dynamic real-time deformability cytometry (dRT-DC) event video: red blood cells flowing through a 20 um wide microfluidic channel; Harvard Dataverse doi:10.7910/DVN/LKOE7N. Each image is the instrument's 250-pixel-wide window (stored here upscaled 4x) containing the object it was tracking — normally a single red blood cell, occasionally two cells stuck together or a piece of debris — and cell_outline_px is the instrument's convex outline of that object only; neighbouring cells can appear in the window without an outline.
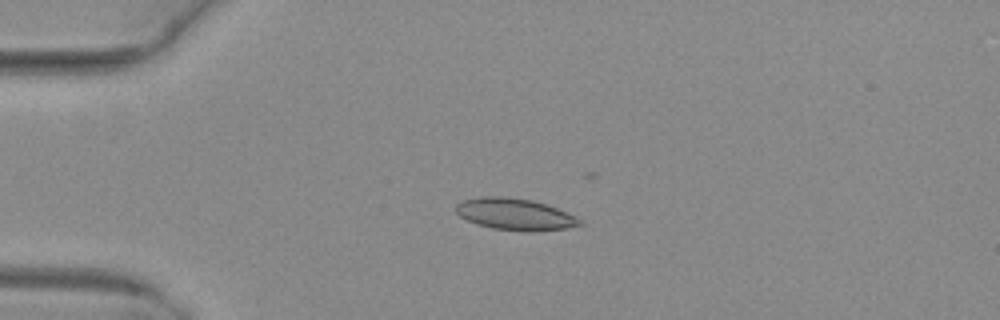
{"species": "common noctule bat (a hibernating species)", "species_latin": "Nyctalus noctula", "temperature_condition": "warm", "stored_images_in_passage": 46, "camera_frame_rate_fps": 3000, "um_per_image_px": 0.085, "animal": {"sex": "female", "body_mass_g": 29.2, "forearm_length_mm": 56.3}, "frame": {"image": 1, "passage_image": 13, "time_ms": 4.0, "image_size_px": [1000, 320], "cell_outline_px": [[584, 224], [568, 228], [532, 232], [528, 232], [492, 228], [476, 224], [460, 216], [456, 212], [456, 204], [464, 200], [480, 196], [500, 196], [532, 200], [556, 208], [576, 216], [584, 220]], "centroid_in_image_um": [43.8, 18.22], "position_along_channel_um": 41.2, "area_um2": 22.95}}
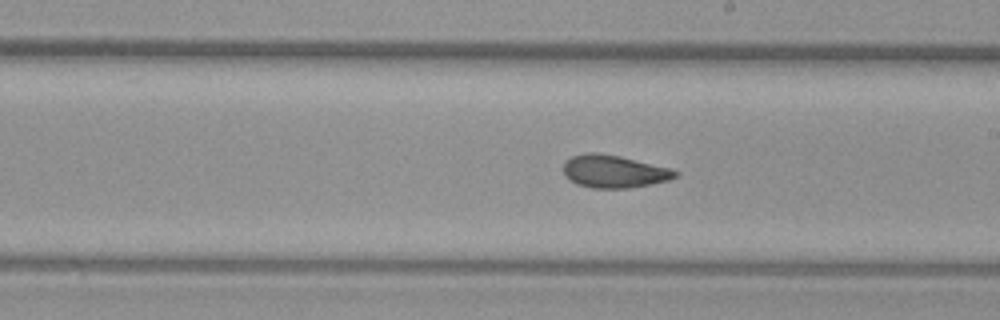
{"frame": {"image": 2, "passage_image": 30, "time_ms": 9.667, "image_size_px": [1000, 320], "cell_outline_px": [[680, 176], [668, 180], [632, 188], [592, 188], [576, 184], [568, 180], [564, 176], [564, 160], [572, 156], [588, 152], [596, 152], [620, 156], [672, 168], [680, 172]], "centroid_in_image_um": [52.2, 14.57], "position_along_channel_um": 236.8, "area_um2": 21.68}}
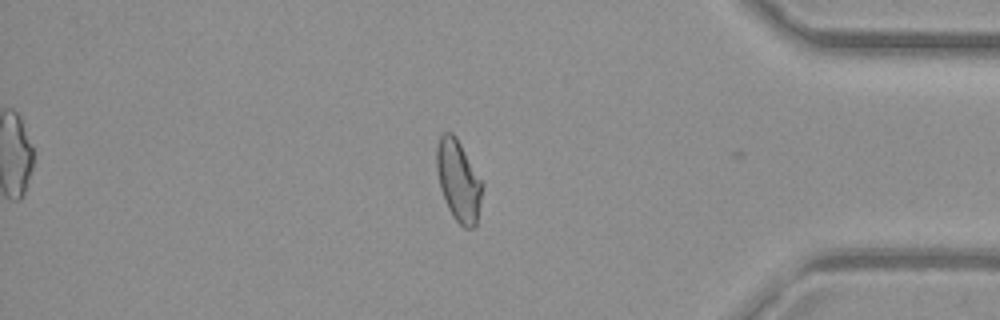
{"frame": {"image": 3, "passage_image": 44, "time_ms": 14.333, "image_size_px": [1000, 320], "cell_outline_px": [[484, 188], [476, 224], [472, 228], [464, 228], [452, 216], [444, 200], [440, 188], [436, 172], [436, 148], [440, 136], [444, 132], [452, 132], [456, 136], [484, 184]], "centroid_in_image_um": [38.97, 15.36], "position_along_channel_um": 396.2, "area_um2": 21.85}, "authors_computed_cell_mechanics": {"area_um2": 21.7039, "velocity_mm_per_s": 4.0335, "shape_relaxation_time_tau1_ms": 9.2933, "shape_relaxation_time_tau2_ms": 1.8403, "deformation_change_tau1": 0.2061, "deformation_change_tau2": 0.075}}